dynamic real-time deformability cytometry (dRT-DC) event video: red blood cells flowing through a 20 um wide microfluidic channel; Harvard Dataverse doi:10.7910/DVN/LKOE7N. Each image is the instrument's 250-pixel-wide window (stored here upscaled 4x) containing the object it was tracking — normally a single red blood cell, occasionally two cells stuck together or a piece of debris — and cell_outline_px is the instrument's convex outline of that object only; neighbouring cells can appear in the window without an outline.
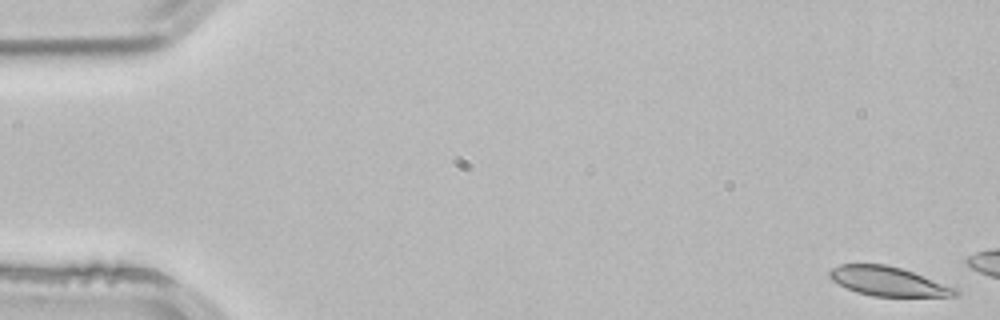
{"species": "common noctule bat (a hibernating species)", "species_latin": "Nyctalus noctula", "temperature_condition": "room temperature", "stored_images_in_passage": 5, "camera_frame_rate_fps": 3000, "um_per_image_px": 0.085, "animal": {"sex": "male", "body_mass_g": 21.5, "forearm_length_mm": 52.0}, "frame": {"image": 1, "passage_image": 1, "time_ms": 0.0, "image_size_px": [1000, 320], "cell_outline_px": [[960, 292], [956, 296], [872, 296], [856, 292], [832, 280], [828, 276], [828, 272], [832, 268], [840, 264], [884, 264], [900, 268], [912, 272], [956, 288]], "centroid_in_image_um": [75.46, 23.91], "position_along_channel_um": 9.5, "area_um2": 21.1}}
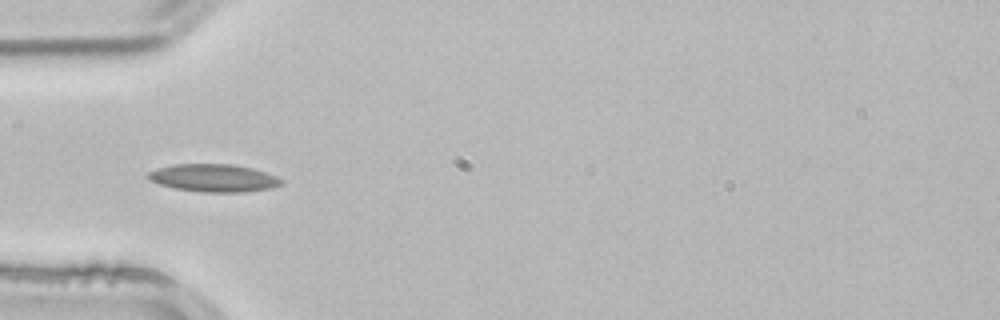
{"frame": {"image": 2, "passage_image": 5, "time_ms": 1.333, "image_size_px": [1000, 320], "cell_outline_px": [[284, 184], [272, 188], [244, 192], [204, 192], [176, 188], [160, 184], [148, 180], [148, 172], [172, 164], [232, 164], [252, 168], [276, 176], [284, 180]], "centroid_in_image_um": [18.2, 15.13], "position_along_channel_um": 66.8, "area_um2": 21.44}}